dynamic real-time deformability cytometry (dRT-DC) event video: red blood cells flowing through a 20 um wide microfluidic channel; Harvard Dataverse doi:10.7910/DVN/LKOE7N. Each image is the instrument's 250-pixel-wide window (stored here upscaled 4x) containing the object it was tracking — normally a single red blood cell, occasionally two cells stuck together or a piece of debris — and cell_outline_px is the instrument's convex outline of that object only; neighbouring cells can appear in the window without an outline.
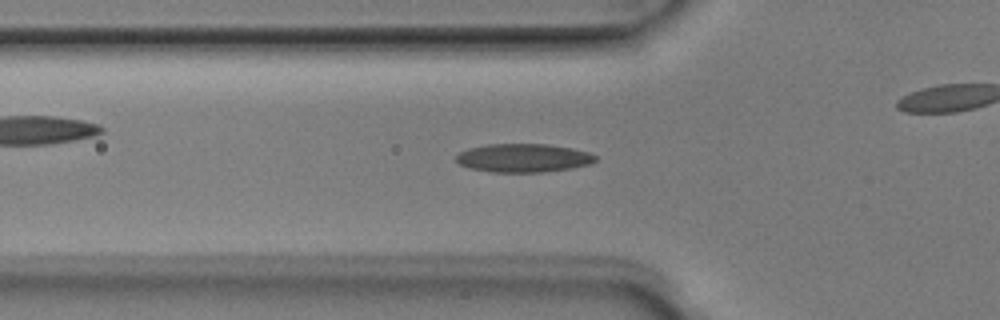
{"species": "Egyptian fruit bat (a non-hibernating species)", "species_latin": "Rousettus aegyptiacus", "temperature_condition": "room temperature", "stored_images_in_passage": 42, "camera_frame_rate_fps": 3000, "um_per_image_px": 0.085, "animal": {"sex": "male"}, "frame": {"image": 1, "passage_image": 18, "time_ms": 5.667, "image_size_px": [1000, 320], "cell_outline_px": [[596, 160], [592, 164], [572, 168], [544, 172], [492, 172], [468, 168], [460, 164], [456, 160], [456, 156], [460, 152], [468, 148], [488, 144], [548, 144], [572, 148], [588, 152], [596, 156]], "centroid_in_image_um": [44.5, 13.43], "position_along_channel_um": 81.3, "area_um2": 23.24}}
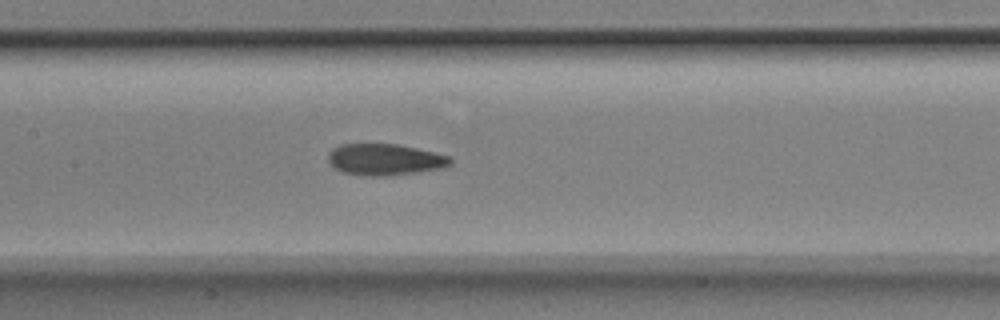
{"frame": {"image": 2, "passage_image": 25, "time_ms": 8.0, "image_size_px": [1000, 320], "cell_outline_px": [[452, 164], [444, 168], [388, 176], [368, 176], [340, 172], [328, 160], [328, 152], [332, 148], [340, 144], [396, 144], [416, 148], [452, 156]], "centroid_in_image_um": [32.73, 13.56], "position_along_channel_um": 174.7, "area_um2": 22.54}}
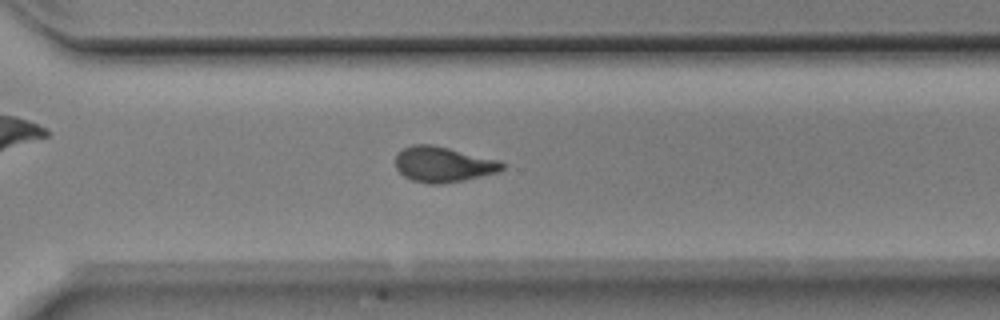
{"frame": {"image": 3, "passage_image": 37, "time_ms": 12.0, "image_size_px": [1000, 320], "cell_outline_px": [[504, 168], [500, 172], [464, 180], [444, 184], [428, 184], [412, 180], [404, 176], [396, 168], [396, 156], [404, 148], [412, 144], [432, 144], [500, 160], [504, 164]], "centroid_in_image_um": [37.69, 13.98], "position_along_channel_um": 332.9, "area_um2": 22.14}}